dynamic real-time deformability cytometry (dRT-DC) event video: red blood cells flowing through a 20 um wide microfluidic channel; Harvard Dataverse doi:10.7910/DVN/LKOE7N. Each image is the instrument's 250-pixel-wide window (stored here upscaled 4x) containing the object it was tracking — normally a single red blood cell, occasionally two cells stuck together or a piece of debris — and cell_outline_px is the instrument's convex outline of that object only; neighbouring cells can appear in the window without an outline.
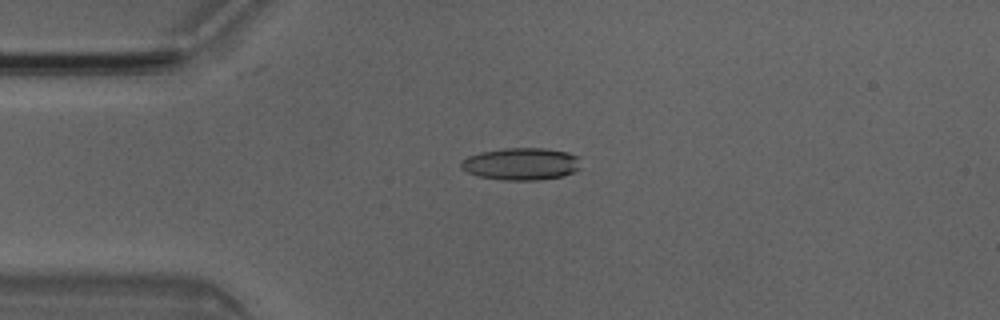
{"species": "Egyptian fruit bat (a non-hibernating species)", "species_latin": "Rousettus aegyptiacus", "temperature_condition": "room temperature", "stored_images_in_passage": 8, "camera_frame_rate_fps": 3000, "um_per_image_px": 0.085, "animal": {"sex": "male"}, "frame": {"image": 1, "passage_image": 3, "time_ms": 0.667, "image_size_px": [1000, 320], "cell_outline_px": [[580, 168], [576, 172], [560, 176], [536, 180], [500, 180], [480, 176], [468, 172], [460, 168], [460, 160], [468, 156], [480, 152], [504, 148], [544, 148], [568, 152], [580, 156]], "centroid_in_image_um": [44.31, 13.92], "position_along_channel_um": 40.7, "area_um2": 22.72}}